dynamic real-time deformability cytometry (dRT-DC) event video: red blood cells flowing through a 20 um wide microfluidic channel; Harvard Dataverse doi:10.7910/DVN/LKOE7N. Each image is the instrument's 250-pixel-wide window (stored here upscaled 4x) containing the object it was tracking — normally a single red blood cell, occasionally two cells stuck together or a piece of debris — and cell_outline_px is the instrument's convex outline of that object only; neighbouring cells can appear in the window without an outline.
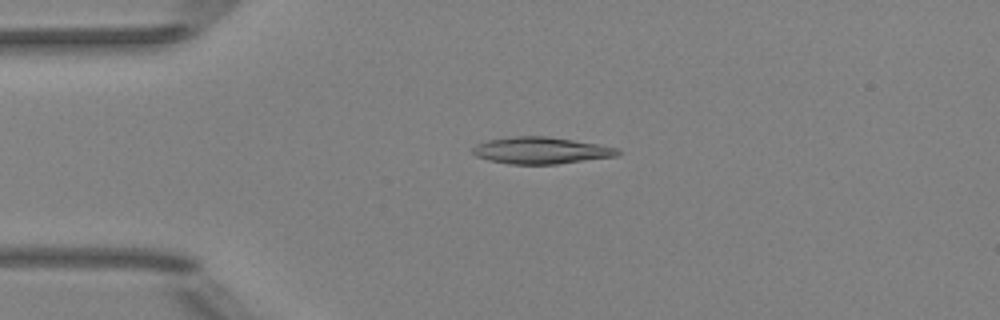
{"species": "Egyptian fruit bat (a non-hibernating species)", "species_latin": "Rousettus aegyptiacus", "temperature_condition": "room temperature", "stored_images_in_passage": 3, "camera_frame_rate_fps": 3000, "um_per_image_px": 0.085, "animal": {"sex": "female"}, "frame": {"image": 1, "passage_image": 3, "time_ms": 2.333, "image_size_px": [1000, 320], "cell_outline_px": [[624, 152], [616, 156], [556, 164], [508, 164], [488, 160], [476, 156], [472, 152], [472, 148], [476, 144], [488, 140], [516, 136], [548, 136], [600, 144], [620, 148]], "centroid_in_image_um": [46.02, 12.79], "position_along_channel_um": 39.0, "area_um2": 22.77}}